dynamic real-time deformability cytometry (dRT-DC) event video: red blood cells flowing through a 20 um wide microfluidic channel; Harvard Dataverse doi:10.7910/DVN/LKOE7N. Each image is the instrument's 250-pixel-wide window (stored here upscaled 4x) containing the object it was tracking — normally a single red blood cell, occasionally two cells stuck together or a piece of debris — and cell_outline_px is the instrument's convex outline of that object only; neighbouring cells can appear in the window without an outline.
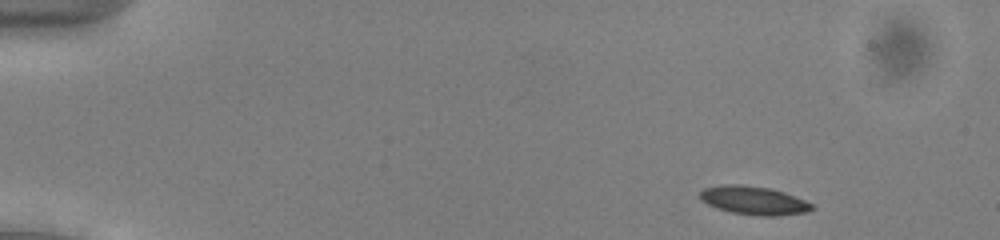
{"species": "common noctule bat (a hibernating species)", "species_latin": "Nyctalus noctula", "temperature_condition": "cold", "stored_images_in_passage": 12, "camera_frame_rate_fps": 3000, "um_per_image_px": 0.085, "animal": {"sex": "male", "body_mass_g": 13.0, "forearm_length_mm": 53.1}, "frame": {"image": 1, "passage_image": 1, "time_ms": 0.0, "image_size_px": [1000, 240], "cell_outline_px": [[812, 208], [804, 212], [772, 216], [760, 216], [732, 212], [716, 208], [700, 200], [700, 192], [704, 188], [724, 184], [740, 184], [768, 188], [784, 192], [804, 200], [812, 204]], "centroid_in_image_um": [64.01, 17.03], "position_along_channel_um": 21.0, "area_um2": 18.26}}